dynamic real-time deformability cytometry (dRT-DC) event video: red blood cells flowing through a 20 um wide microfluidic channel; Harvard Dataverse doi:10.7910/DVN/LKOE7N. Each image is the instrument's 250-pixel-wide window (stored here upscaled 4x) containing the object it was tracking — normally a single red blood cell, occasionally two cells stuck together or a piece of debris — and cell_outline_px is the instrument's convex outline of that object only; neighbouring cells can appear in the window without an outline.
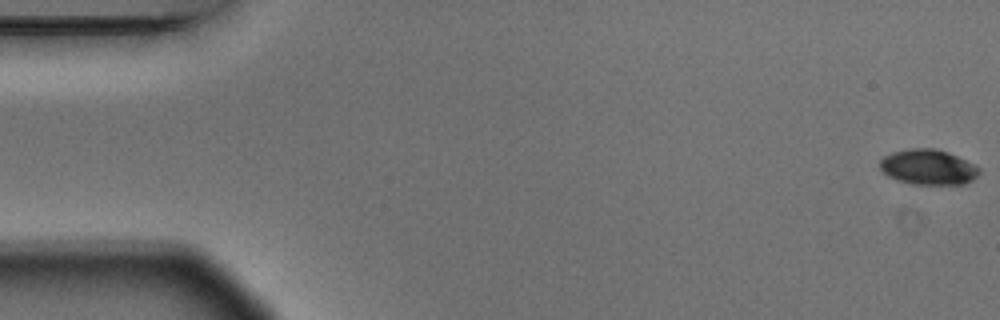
{"species": "Egyptian fruit bat (a non-hibernating species)", "species_latin": "Rousettus aegyptiacus", "temperature_condition": "warm", "stored_images_in_passage": 5, "camera_frame_rate_fps": 3000, "um_per_image_px": 0.085, "animal": {"sex": "male"}, "frame": {"image": 1, "passage_image": 1, "time_ms": 0.0, "image_size_px": [1000, 320], "cell_outline_px": [[980, 172], [972, 180], [964, 184], [912, 184], [888, 176], [880, 168], [880, 160], [884, 156], [892, 152], [912, 148], [936, 148], [948, 152], [976, 164], [980, 168]], "centroid_in_image_um": [78.92, 14.19], "position_along_channel_um": 6.1, "area_um2": 20.4}}
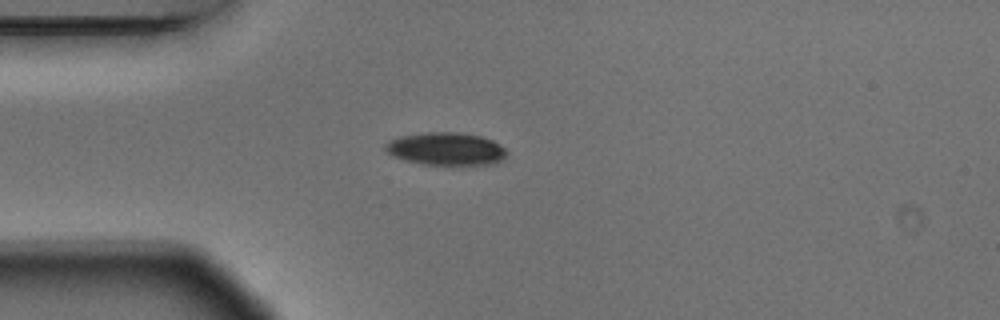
{"frame": {"image": 2, "passage_image": 5, "time_ms": 1.333, "image_size_px": [1000, 320], "cell_outline_px": [[508, 152], [504, 160], [496, 164], [452, 168], [420, 164], [392, 156], [384, 148], [384, 144], [388, 140], [400, 136], [424, 132], [460, 132], [480, 136], [492, 140], [500, 144]], "centroid_in_image_um": [37.96, 12.71], "position_along_channel_um": 47.0, "area_um2": 24.45}}